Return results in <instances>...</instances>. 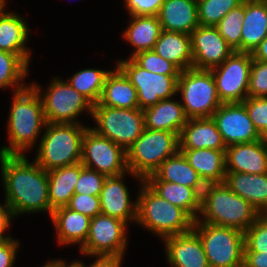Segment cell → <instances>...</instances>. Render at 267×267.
I'll use <instances>...</instances> for the list:
<instances>
[{
	"label": "cell",
	"instance_id": "cell-47",
	"mask_svg": "<svg viewBox=\"0 0 267 267\" xmlns=\"http://www.w3.org/2000/svg\"><path fill=\"white\" fill-rule=\"evenodd\" d=\"M95 261L85 267H121L124 256L117 255H93Z\"/></svg>",
	"mask_w": 267,
	"mask_h": 267
},
{
	"label": "cell",
	"instance_id": "cell-10",
	"mask_svg": "<svg viewBox=\"0 0 267 267\" xmlns=\"http://www.w3.org/2000/svg\"><path fill=\"white\" fill-rule=\"evenodd\" d=\"M31 85L41 97L47 123L81 124L77 121V117L83 111H87L89 116H92L93 104L64 79L54 78L43 93L42 87L37 83Z\"/></svg>",
	"mask_w": 267,
	"mask_h": 267
},
{
	"label": "cell",
	"instance_id": "cell-6",
	"mask_svg": "<svg viewBox=\"0 0 267 267\" xmlns=\"http://www.w3.org/2000/svg\"><path fill=\"white\" fill-rule=\"evenodd\" d=\"M179 151V136L170 131L144 129L127 153L128 170L146 179L168 157Z\"/></svg>",
	"mask_w": 267,
	"mask_h": 267
},
{
	"label": "cell",
	"instance_id": "cell-33",
	"mask_svg": "<svg viewBox=\"0 0 267 267\" xmlns=\"http://www.w3.org/2000/svg\"><path fill=\"white\" fill-rule=\"evenodd\" d=\"M79 175L80 163L48 171V194L53 210L69 204Z\"/></svg>",
	"mask_w": 267,
	"mask_h": 267
},
{
	"label": "cell",
	"instance_id": "cell-50",
	"mask_svg": "<svg viewBox=\"0 0 267 267\" xmlns=\"http://www.w3.org/2000/svg\"><path fill=\"white\" fill-rule=\"evenodd\" d=\"M252 56L254 60L267 62V37L253 51Z\"/></svg>",
	"mask_w": 267,
	"mask_h": 267
},
{
	"label": "cell",
	"instance_id": "cell-44",
	"mask_svg": "<svg viewBox=\"0 0 267 267\" xmlns=\"http://www.w3.org/2000/svg\"><path fill=\"white\" fill-rule=\"evenodd\" d=\"M164 0H125L130 16H158Z\"/></svg>",
	"mask_w": 267,
	"mask_h": 267
},
{
	"label": "cell",
	"instance_id": "cell-29",
	"mask_svg": "<svg viewBox=\"0 0 267 267\" xmlns=\"http://www.w3.org/2000/svg\"><path fill=\"white\" fill-rule=\"evenodd\" d=\"M114 69L106 77L99 103L119 109L139 108L136 88L117 66Z\"/></svg>",
	"mask_w": 267,
	"mask_h": 267
},
{
	"label": "cell",
	"instance_id": "cell-25",
	"mask_svg": "<svg viewBox=\"0 0 267 267\" xmlns=\"http://www.w3.org/2000/svg\"><path fill=\"white\" fill-rule=\"evenodd\" d=\"M143 112L145 129L170 131L178 136L189 119L181 102L174 101L172 98L160 100Z\"/></svg>",
	"mask_w": 267,
	"mask_h": 267
},
{
	"label": "cell",
	"instance_id": "cell-1",
	"mask_svg": "<svg viewBox=\"0 0 267 267\" xmlns=\"http://www.w3.org/2000/svg\"><path fill=\"white\" fill-rule=\"evenodd\" d=\"M5 201L14 218L19 214L47 212L51 217L48 172L25 155L0 154Z\"/></svg>",
	"mask_w": 267,
	"mask_h": 267
},
{
	"label": "cell",
	"instance_id": "cell-41",
	"mask_svg": "<svg viewBox=\"0 0 267 267\" xmlns=\"http://www.w3.org/2000/svg\"><path fill=\"white\" fill-rule=\"evenodd\" d=\"M105 179V175L83 166L80 162V175L74 193L99 196Z\"/></svg>",
	"mask_w": 267,
	"mask_h": 267
},
{
	"label": "cell",
	"instance_id": "cell-51",
	"mask_svg": "<svg viewBox=\"0 0 267 267\" xmlns=\"http://www.w3.org/2000/svg\"><path fill=\"white\" fill-rule=\"evenodd\" d=\"M7 0H0V17L6 12L5 7H6Z\"/></svg>",
	"mask_w": 267,
	"mask_h": 267
},
{
	"label": "cell",
	"instance_id": "cell-32",
	"mask_svg": "<svg viewBox=\"0 0 267 267\" xmlns=\"http://www.w3.org/2000/svg\"><path fill=\"white\" fill-rule=\"evenodd\" d=\"M161 198L184 209L194 220L199 217L202 195L194 188L168 181H144Z\"/></svg>",
	"mask_w": 267,
	"mask_h": 267
},
{
	"label": "cell",
	"instance_id": "cell-40",
	"mask_svg": "<svg viewBox=\"0 0 267 267\" xmlns=\"http://www.w3.org/2000/svg\"><path fill=\"white\" fill-rule=\"evenodd\" d=\"M245 104L249 118L261 137L267 138V97H247Z\"/></svg>",
	"mask_w": 267,
	"mask_h": 267
},
{
	"label": "cell",
	"instance_id": "cell-9",
	"mask_svg": "<svg viewBox=\"0 0 267 267\" xmlns=\"http://www.w3.org/2000/svg\"><path fill=\"white\" fill-rule=\"evenodd\" d=\"M91 118L97 125L91 129L126 151L145 129L144 112L140 108L119 109L103 106L98 102L93 105Z\"/></svg>",
	"mask_w": 267,
	"mask_h": 267
},
{
	"label": "cell",
	"instance_id": "cell-42",
	"mask_svg": "<svg viewBox=\"0 0 267 267\" xmlns=\"http://www.w3.org/2000/svg\"><path fill=\"white\" fill-rule=\"evenodd\" d=\"M249 97H267V62L252 61L249 86Z\"/></svg>",
	"mask_w": 267,
	"mask_h": 267
},
{
	"label": "cell",
	"instance_id": "cell-45",
	"mask_svg": "<svg viewBox=\"0 0 267 267\" xmlns=\"http://www.w3.org/2000/svg\"><path fill=\"white\" fill-rule=\"evenodd\" d=\"M19 246V240L13 237L0 241V267H13Z\"/></svg>",
	"mask_w": 267,
	"mask_h": 267
},
{
	"label": "cell",
	"instance_id": "cell-11",
	"mask_svg": "<svg viewBox=\"0 0 267 267\" xmlns=\"http://www.w3.org/2000/svg\"><path fill=\"white\" fill-rule=\"evenodd\" d=\"M81 163L106 177L118 176L127 172V174L133 175L140 184L144 182V179L128 170L126 150L99 135L90 126L82 139Z\"/></svg>",
	"mask_w": 267,
	"mask_h": 267
},
{
	"label": "cell",
	"instance_id": "cell-20",
	"mask_svg": "<svg viewBox=\"0 0 267 267\" xmlns=\"http://www.w3.org/2000/svg\"><path fill=\"white\" fill-rule=\"evenodd\" d=\"M226 150L227 146L212 117L190 118L179 136V150Z\"/></svg>",
	"mask_w": 267,
	"mask_h": 267
},
{
	"label": "cell",
	"instance_id": "cell-21",
	"mask_svg": "<svg viewBox=\"0 0 267 267\" xmlns=\"http://www.w3.org/2000/svg\"><path fill=\"white\" fill-rule=\"evenodd\" d=\"M158 18L162 30L190 35L199 26L197 0H164Z\"/></svg>",
	"mask_w": 267,
	"mask_h": 267
},
{
	"label": "cell",
	"instance_id": "cell-26",
	"mask_svg": "<svg viewBox=\"0 0 267 267\" xmlns=\"http://www.w3.org/2000/svg\"><path fill=\"white\" fill-rule=\"evenodd\" d=\"M267 37V5L265 0H245V16L241 30V52L253 53Z\"/></svg>",
	"mask_w": 267,
	"mask_h": 267
},
{
	"label": "cell",
	"instance_id": "cell-34",
	"mask_svg": "<svg viewBox=\"0 0 267 267\" xmlns=\"http://www.w3.org/2000/svg\"><path fill=\"white\" fill-rule=\"evenodd\" d=\"M111 70L86 68L79 70L67 80V83L86 97L93 105L101 98L104 83Z\"/></svg>",
	"mask_w": 267,
	"mask_h": 267
},
{
	"label": "cell",
	"instance_id": "cell-43",
	"mask_svg": "<svg viewBox=\"0 0 267 267\" xmlns=\"http://www.w3.org/2000/svg\"><path fill=\"white\" fill-rule=\"evenodd\" d=\"M73 211L79 212L93 218L101 214L100 198L99 196L87 194H74L67 205Z\"/></svg>",
	"mask_w": 267,
	"mask_h": 267
},
{
	"label": "cell",
	"instance_id": "cell-39",
	"mask_svg": "<svg viewBox=\"0 0 267 267\" xmlns=\"http://www.w3.org/2000/svg\"><path fill=\"white\" fill-rule=\"evenodd\" d=\"M244 234V252H267V214H261Z\"/></svg>",
	"mask_w": 267,
	"mask_h": 267
},
{
	"label": "cell",
	"instance_id": "cell-15",
	"mask_svg": "<svg viewBox=\"0 0 267 267\" xmlns=\"http://www.w3.org/2000/svg\"><path fill=\"white\" fill-rule=\"evenodd\" d=\"M212 118L227 147L262 138L254 128L243 102L222 103Z\"/></svg>",
	"mask_w": 267,
	"mask_h": 267
},
{
	"label": "cell",
	"instance_id": "cell-19",
	"mask_svg": "<svg viewBox=\"0 0 267 267\" xmlns=\"http://www.w3.org/2000/svg\"><path fill=\"white\" fill-rule=\"evenodd\" d=\"M167 263L171 267H209L203 244L198 234L189 232L164 239Z\"/></svg>",
	"mask_w": 267,
	"mask_h": 267
},
{
	"label": "cell",
	"instance_id": "cell-28",
	"mask_svg": "<svg viewBox=\"0 0 267 267\" xmlns=\"http://www.w3.org/2000/svg\"><path fill=\"white\" fill-rule=\"evenodd\" d=\"M180 151L205 184L225 181V150L204 148Z\"/></svg>",
	"mask_w": 267,
	"mask_h": 267
},
{
	"label": "cell",
	"instance_id": "cell-27",
	"mask_svg": "<svg viewBox=\"0 0 267 267\" xmlns=\"http://www.w3.org/2000/svg\"><path fill=\"white\" fill-rule=\"evenodd\" d=\"M224 183L232 192L253 205L260 214H267V173H226Z\"/></svg>",
	"mask_w": 267,
	"mask_h": 267
},
{
	"label": "cell",
	"instance_id": "cell-46",
	"mask_svg": "<svg viewBox=\"0 0 267 267\" xmlns=\"http://www.w3.org/2000/svg\"><path fill=\"white\" fill-rule=\"evenodd\" d=\"M13 218L14 216L8 203L6 201H4V204L0 203V241L11 238L10 235H4V233L10 228Z\"/></svg>",
	"mask_w": 267,
	"mask_h": 267
},
{
	"label": "cell",
	"instance_id": "cell-14",
	"mask_svg": "<svg viewBox=\"0 0 267 267\" xmlns=\"http://www.w3.org/2000/svg\"><path fill=\"white\" fill-rule=\"evenodd\" d=\"M127 224L123 220L99 214L90 220L89 234L79 248L82 255L124 256L127 248Z\"/></svg>",
	"mask_w": 267,
	"mask_h": 267
},
{
	"label": "cell",
	"instance_id": "cell-30",
	"mask_svg": "<svg viewBox=\"0 0 267 267\" xmlns=\"http://www.w3.org/2000/svg\"><path fill=\"white\" fill-rule=\"evenodd\" d=\"M153 50L180 71L192 68L191 37L187 33L162 30Z\"/></svg>",
	"mask_w": 267,
	"mask_h": 267
},
{
	"label": "cell",
	"instance_id": "cell-2",
	"mask_svg": "<svg viewBox=\"0 0 267 267\" xmlns=\"http://www.w3.org/2000/svg\"><path fill=\"white\" fill-rule=\"evenodd\" d=\"M30 84L13 92L7 125L10 143L9 146L1 147L0 154L25 155L26 151L35 146L34 143L45 129L47 122L43 103L38 91Z\"/></svg>",
	"mask_w": 267,
	"mask_h": 267
},
{
	"label": "cell",
	"instance_id": "cell-8",
	"mask_svg": "<svg viewBox=\"0 0 267 267\" xmlns=\"http://www.w3.org/2000/svg\"><path fill=\"white\" fill-rule=\"evenodd\" d=\"M178 92L189 119L212 117L222 104L211 70L192 67L181 71L177 82Z\"/></svg>",
	"mask_w": 267,
	"mask_h": 267
},
{
	"label": "cell",
	"instance_id": "cell-5",
	"mask_svg": "<svg viewBox=\"0 0 267 267\" xmlns=\"http://www.w3.org/2000/svg\"><path fill=\"white\" fill-rule=\"evenodd\" d=\"M88 127L75 123H46L34 161L47 172L80 163L82 139Z\"/></svg>",
	"mask_w": 267,
	"mask_h": 267
},
{
	"label": "cell",
	"instance_id": "cell-13",
	"mask_svg": "<svg viewBox=\"0 0 267 267\" xmlns=\"http://www.w3.org/2000/svg\"><path fill=\"white\" fill-rule=\"evenodd\" d=\"M252 53L234 51L222 64L210 69L222 103L243 102L248 97Z\"/></svg>",
	"mask_w": 267,
	"mask_h": 267
},
{
	"label": "cell",
	"instance_id": "cell-22",
	"mask_svg": "<svg viewBox=\"0 0 267 267\" xmlns=\"http://www.w3.org/2000/svg\"><path fill=\"white\" fill-rule=\"evenodd\" d=\"M30 31L22 15L6 11L0 17V50L19 55L29 65L31 51L25 45Z\"/></svg>",
	"mask_w": 267,
	"mask_h": 267
},
{
	"label": "cell",
	"instance_id": "cell-12",
	"mask_svg": "<svg viewBox=\"0 0 267 267\" xmlns=\"http://www.w3.org/2000/svg\"><path fill=\"white\" fill-rule=\"evenodd\" d=\"M116 66L126 75L137 90L141 110L156 105L160 100L173 98L177 93L179 75L149 72L132 58L120 59Z\"/></svg>",
	"mask_w": 267,
	"mask_h": 267
},
{
	"label": "cell",
	"instance_id": "cell-7",
	"mask_svg": "<svg viewBox=\"0 0 267 267\" xmlns=\"http://www.w3.org/2000/svg\"><path fill=\"white\" fill-rule=\"evenodd\" d=\"M209 267H243L245 234L232 227L194 222Z\"/></svg>",
	"mask_w": 267,
	"mask_h": 267
},
{
	"label": "cell",
	"instance_id": "cell-23",
	"mask_svg": "<svg viewBox=\"0 0 267 267\" xmlns=\"http://www.w3.org/2000/svg\"><path fill=\"white\" fill-rule=\"evenodd\" d=\"M50 219L57 231V242L60 245L79 244L81 247L85 243L91 218L63 206L53 210Z\"/></svg>",
	"mask_w": 267,
	"mask_h": 267
},
{
	"label": "cell",
	"instance_id": "cell-31",
	"mask_svg": "<svg viewBox=\"0 0 267 267\" xmlns=\"http://www.w3.org/2000/svg\"><path fill=\"white\" fill-rule=\"evenodd\" d=\"M129 22V26L123 32L126 42L134 47L129 58L139 52L153 50L162 32L158 16H130Z\"/></svg>",
	"mask_w": 267,
	"mask_h": 267
},
{
	"label": "cell",
	"instance_id": "cell-48",
	"mask_svg": "<svg viewBox=\"0 0 267 267\" xmlns=\"http://www.w3.org/2000/svg\"><path fill=\"white\" fill-rule=\"evenodd\" d=\"M243 267H267V252H244Z\"/></svg>",
	"mask_w": 267,
	"mask_h": 267
},
{
	"label": "cell",
	"instance_id": "cell-35",
	"mask_svg": "<svg viewBox=\"0 0 267 267\" xmlns=\"http://www.w3.org/2000/svg\"><path fill=\"white\" fill-rule=\"evenodd\" d=\"M29 66L19 55L0 50V88L13 87L14 92L26 88L23 79L29 74Z\"/></svg>",
	"mask_w": 267,
	"mask_h": 267
},
{
	"label": "cell",
	"instance_id": "cell-17",
	"mask_svg": "<svg viewBox=\"0 0 267 267\" xmlns=\"http://www.w3.org/2000/svg\"><path fill=\"white\" fill-rule=\"evenodd\" d=\"M126 173L106 177L100 192L101 214L119 218L127 224L137 221V198L132 201L124 183ZM130 221V222H129Z\"/></svg>",
	"mask_w": 267,
	"mask_h": 267
},
{
	"label": "cell",
	"instance_id": "cell-16",
	"mask_svg": "<svg viewBox=\"0 0 267 267\" xmlns=\"http://www.w3.org/2000/svg\"><path fill=\"white\" fill-rule=\"evenodd\" d=\"M190 37L193 68L210 70L222 64L234 52L216 27L199 25Z\"/></svg>",
	"mask_w": 267,
	"mask_h": 267
},
{
	"label": "cell",
	"instance_id": "cell-24",
	"mask_svg": "<svg viewBox=\"0 0 267 267\" xmlns=\"http://www.w3.org/2000/svg\"><path fill=\"white\" fill-rule=\"evenodd\" d=\"M144 181H168L196 189L201 195L206 184L188 161L177 151L161 163L159 168Z\"/></svg>",
	"mask_w": 267,
	"mask_h": 267
},
{
	"label": "cell",
	"instance_id": "cell-3",
	"mask_svg": "<svg viewBox=\"0 0 267 267\" xmlns=\"http://www.w3.org/2000/svg\"><path fill=\"white\" fill-rule=\"evenodd\" d=\"M260 215L253 205L232 192L224 182L211 183L206 184L202 193L200 214L194 222L232 227L245 232Z\"/></svg>",
	"mask_w": 267,
	"mask_h": 267
},
{
	"label": "cell",
	"instance_id": "cell-49",
	"mask_svg": "<svg viewBox=\"0 0 267 267\" xmlns=\"http://www.w3.org/2000/svg\"><path fill=\"white\" fill-rule=\"evenodd\" d=\"M48 267H85V263H83L81 260H73L71 263H66V261H63V259H54L50 260L46 263Z\"/></svg>",
	"mask_w": 267,
	"mask_h": 267
},
{
	"label": "cell",
	"instance_id": "cell-37",
	"mask_svg": "<svg viewBox=\"0 0 267 267\" xmlns=\"http://www.w3.org/2000/svg\"><path fill=\"white\" fill-rule=\"evenodd\" d=\"M243 0H197L198 21L201 26L215 27L218 22Z\"/></svg>",
	"mask_w": 267,
	"mask_h": 267
},
{
	"label": "cell",
	"instance_id": "cell-38",
	"mask_svg": "<svg viewBox=\"0 0 267 267\" xmlns=\"http://www.w3.org/2000/svg\"><path fill=\"white\" fill-rule=\"evenodd\" d=\"M132 59L149 72L163 75H179L181 72L174 64L162 58L154 50L139 52Z\"/></svg>",
	"mask_w": 267,
	"mask_h": 267
},
{
	"label": "cell",
	"instance_id": "cell-36",
	"mask_svg": "<svg viewBox=\"0 0 267 267\" xmlns=\"http://www.w3.org/2000/svg\"><path fill=\"white\" fill-rule=\"evenodd\" d=\"M245 16V0L231 9L215 26L227 44L236 52H241V30Z\"/></svg>",
	"mask_w": 267,
	"mask_h": 267
},
{
	"label": "cell",
	"instance_id": "cell-18",
	"mask_svg": "<svg viewBox=\"0 0 267 267\" xmlns=\"http://www.w3.org/2000/svg\"><path fill=\"white\" fill-rule=\"evenodd\" d=\"M225 158L226 173H267V138L228 146Z\"/></svg>",
	"mask_w": 267,
	"mask_h": 267
},
{
	"label": "cell",
	"instance_id": "cell-4",
	"mask_svg": "<svg viewBox=\"0 0 267 267\" xmlns=\"http://www.w3.org/2000/svg\"><path fill=\"white\" fill-rule=\"evenodd\" d=\"M140 186L137 194V224L162 240L193 229L195 220L184 209L161 198L145 182Z\"/></svg>",
	"mask_w": 267,
	"mask_h": 267
}]
</instances>
